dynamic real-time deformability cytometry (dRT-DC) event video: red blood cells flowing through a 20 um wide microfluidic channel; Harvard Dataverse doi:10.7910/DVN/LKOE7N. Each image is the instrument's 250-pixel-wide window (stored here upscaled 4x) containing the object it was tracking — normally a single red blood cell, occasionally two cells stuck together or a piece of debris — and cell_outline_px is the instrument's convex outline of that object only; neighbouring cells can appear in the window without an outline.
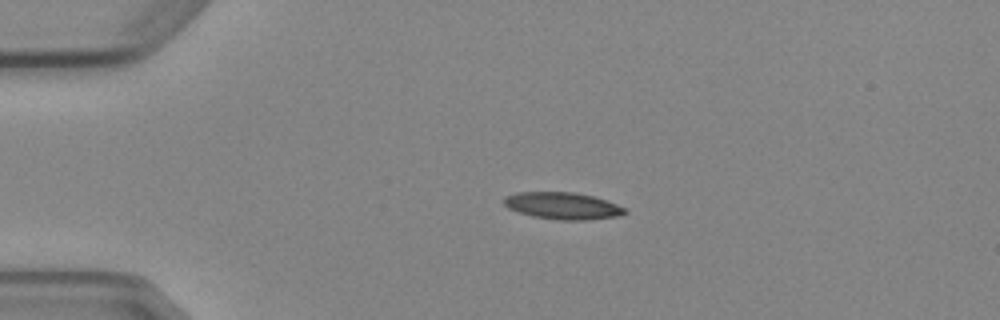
{"species": "Egyptian fruit bat (a non-hibernating species)", "species_latin": "Rousettus aegyptiacus", "temperature_condition": "cold", "stored_images_in_passage": 4, "camera_frame_rate_fps": 3000, "um_per_image_px": 0.085, "animal": {"sex": "female"}, "frame": {"image": 1, "passage_image": 3, "time_ms": 2.333, "image_size_px": [1000, 320], "cell_outline_px": [[628, 212], [620, 216], [588, 220], [560, 220], [532, 216], [508, 208], [504, 204], [504, 196], [516, 192], [572, 192], [592, 196], [616, 204], [624, 208]], "centroid_in_image_um": [47.82, 17.49], "position_along_channel_um": 37.2, "area_um2": 18.9}}
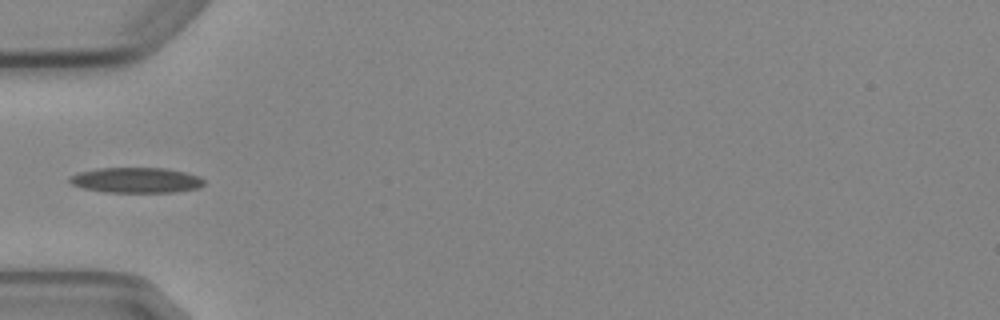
{"frame": {"image": 2, "passage_image": 4, "time_ms": 4.333, "image_size_px": [1000, 320], "cell_outline_px": [[204, 184], [200, 188], [176, 192], [104, 192], [84, 188], [72, 184], [68, 180], [68, 176], [76, 172], [96, 168], [168, 168], [200, 176], [204, 180]], "centroid_in_image_um": [11.56, 15.31], "position_along_channel_um": 73.4, "area_um2": 20.11}}